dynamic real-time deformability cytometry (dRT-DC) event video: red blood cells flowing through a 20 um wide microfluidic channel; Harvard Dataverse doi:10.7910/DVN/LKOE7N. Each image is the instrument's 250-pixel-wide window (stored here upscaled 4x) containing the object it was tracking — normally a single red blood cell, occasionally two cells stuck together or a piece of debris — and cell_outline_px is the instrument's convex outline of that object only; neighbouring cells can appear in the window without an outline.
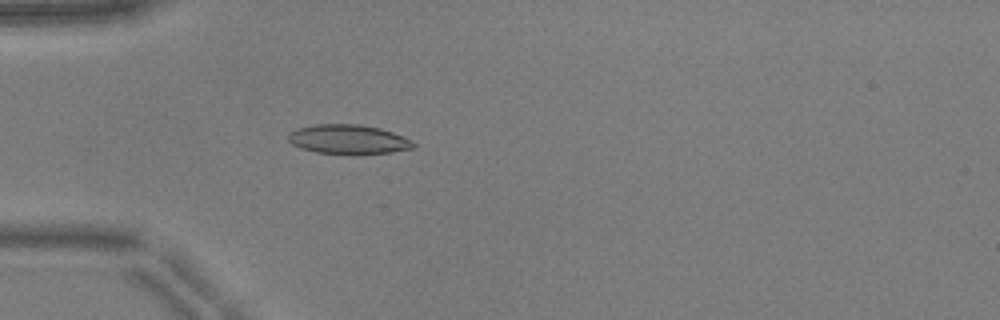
{"species": "common noctule bat (a hibernating species)", "species_latin": "Nyctalus noctula", "temperature_condition": "warm", "stored_images_in_passage": 40, "camera_frame_rate_fps": 3000, "um_per_image_px": 0.085, "animal": {"sex": "male", "body_mass_g": 17.9, "forearm_length_mm": 54.2}, "frame": {"image": 1, "passage_image": 4, "time_ms": 1.0, "image_size_px": [1000, 320], "cell_outline_px": [[416, 148], [392, 152], [316, 152], [300, 148], [292, 144], [288, 140], [288, 136], [296, 128], [316, 124], [360, 124], [380, 128], [404, 136], [416, 144]], "centroid_in_image_um": [29.62, 11.81], "position_along_channel_um": 55.4, "area_um2": 20.87}}
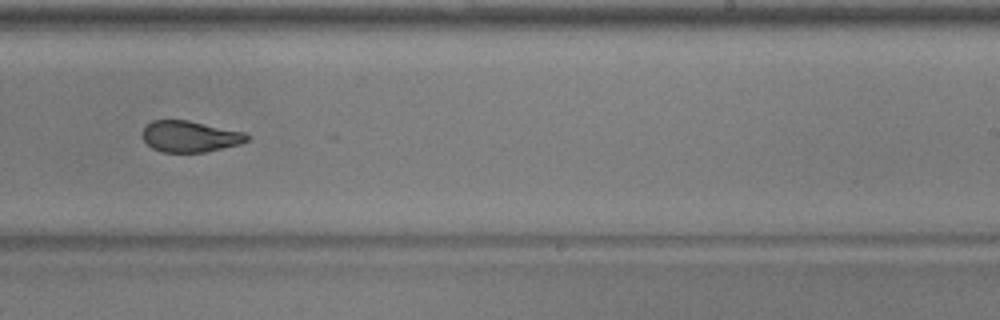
{"frame": {"image": 2, "passage_image": 21, "time_ms": 6.667, "image_size_px": [1000, 320], "cell_outline_px": [[252, 136], [248, 140], [240, 144], [204, 152], [160, 152], [152, 148], [144, 140], [144, 128], [152, 120], [188, 120], [244, 132]], "centroid_in_image_um": [16.17, 11.6], "position_along_channel_um": 272.8, "area_um2": 18.9}}
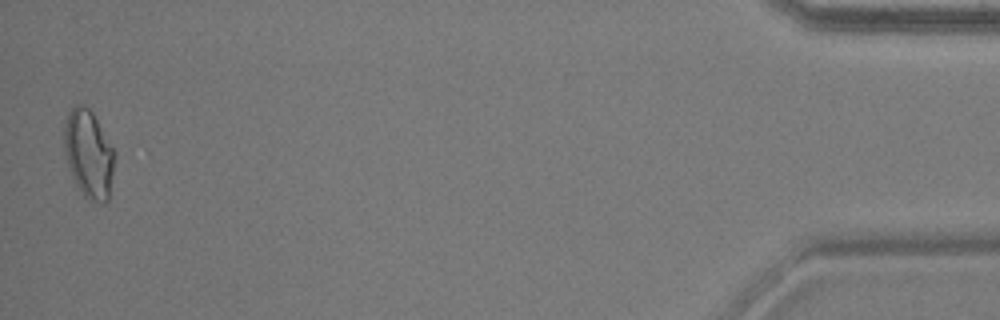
{"frame": {"image": 3, "passage_image": 39, "time_ms": 12.667, "image_size_px": [1000, 320], "cell_outline_px": [[112, 172], [108, 200], [104, 204], [92, 200], [84, 196], [76, 184], [72, 176], [64, 148], [64, 128], [68, 112], [76, 104], [84, 104], [92, 112], [112, 148]], "centroid_in_image_um": [7.5, 13.07], "position_along_channel_um": 427.7, "area_um2": 24.97}, "authors_computed_cell_mechanics": {"area_um2": 20.2011, "velocity_mm_per_s": 3.968, "shape_relaxation_time_tau1_ms": null, "shape_relaxation_time_tau2_ms": 1.8926, "deformation_change_tau1": null, "deformation_change_tau2": 0.0781}}